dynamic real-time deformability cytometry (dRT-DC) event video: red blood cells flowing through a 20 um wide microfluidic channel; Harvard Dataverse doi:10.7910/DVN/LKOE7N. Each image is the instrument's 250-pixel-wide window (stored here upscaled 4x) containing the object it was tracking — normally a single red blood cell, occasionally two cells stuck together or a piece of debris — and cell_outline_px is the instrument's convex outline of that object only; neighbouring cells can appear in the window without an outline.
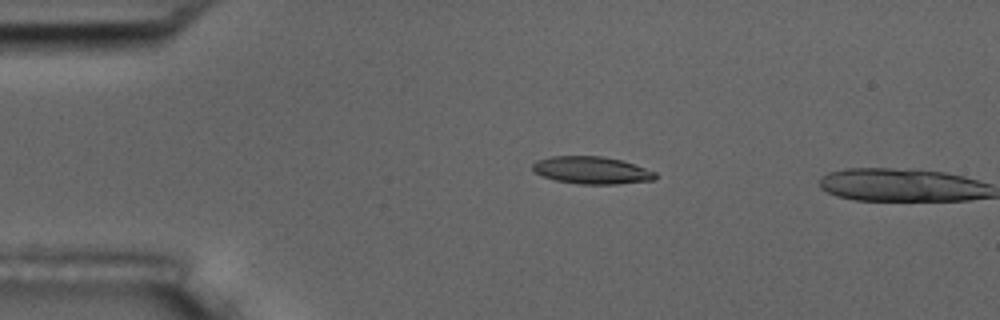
{"species": "common noctule bat (a hibernating species)", "species_latin": "Nyctalus noctula", "temperature_condition": "room temperature", "stored_images_in_passage": 5, "camera_frame_rate_fps": 3000, "um_per_image_px": 0.085, "animal": {"sex": "male", "body_mass_g": 17.5, "forearm_length_mm": 52.3}, "frame": {"image": 1, "passage_image": 4, "time_ms": 3.667, "image_size_px": [1000, 320], "cell_outline_px": [[656, 180], [616, 184], [580, 184], [556, 180], [544, 176], [536, 172], [532, 168], [532, 164], [536, 160], [552, 156], [604, 156], [620, 160], [656, 172]], "centroid_in_image_um": [50.29, 14.47], "position_along_channel_um": 34.7, "area_um2": 19.42}}